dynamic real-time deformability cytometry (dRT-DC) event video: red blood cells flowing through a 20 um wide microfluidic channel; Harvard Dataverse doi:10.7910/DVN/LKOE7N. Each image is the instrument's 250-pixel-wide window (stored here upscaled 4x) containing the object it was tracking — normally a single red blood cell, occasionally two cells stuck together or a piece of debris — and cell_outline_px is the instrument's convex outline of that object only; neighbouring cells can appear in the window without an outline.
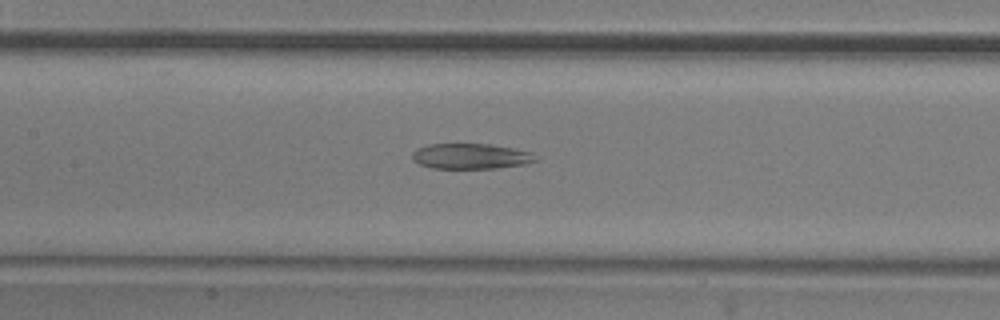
{"species": "common noctule bat (a hibernating species)", "species_latin": "Nyctalus noctula", "temperature_condition": "room temperature", "stored_images_in_passage": 53, "camera_frame_rate_fps": 3000, "um_per_image_px": 0.085, "animal": {"sex": "male", "body_mass_g": 20.5, "forearm_length_mm": 52.5}, "frame": {"image": 1, "passage_image": 24, "time_ms": 7.667, "image_size_px": [1000, 320], "cell_outline_px": [[536, 160], [524, 164], [492, 168], [432, 168], [420, 164], [412, 160], [412, 152], [428, 144], [488, 144], [512, 148], [532, 152]], "centroid_in_image_um": [39.98, 13.28], "position_along_channel_um": 167.4, "area_um2": 17.98}}
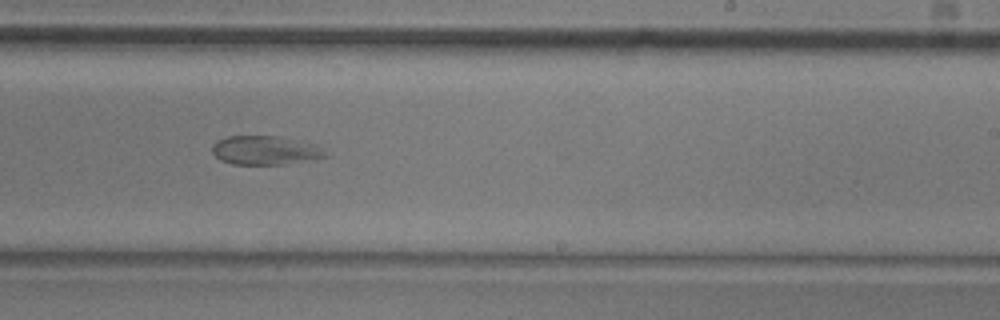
{"frame": {"image": 2, "passage_image": 32, "time_ms": 10.333, "image_size_px": [1000, 320], "cell_outline_px": [[328, 156], [284, 164], [232, 164], [220, 160], [212, 152], [212, 144], [216, 140], [228, 136], [276, 136], [316, 144]], "centroid_in_image_um": [22.47, 12.77], "position_along_channel_um": 266.5, "area_um2": 18.84}}
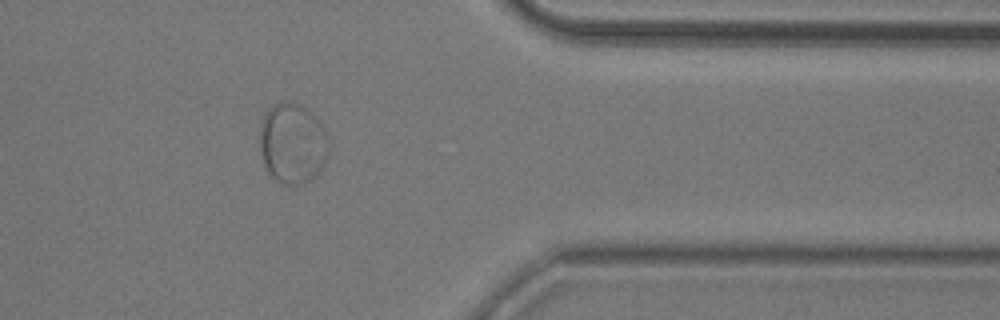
{"frame": {"image": 3, "passage_image": 43, "time_ms": 14.0, "image_size_px": [1000, 320], "cell_outline_px": [[328, 156], [324, 164], [316, 176], [300, 184], [284, 184], [276, 180], [268, 172], [264, 164], [260, 152], [260, 124], [268, 108], [272, 104], [280, 100], [300, 104], [308, 108], [324, 124], [328, 140]], "centroid_in_image_um": [24.88, 12.14], "position_along_channel_um": 386.5, "area_um2": 32.89}}